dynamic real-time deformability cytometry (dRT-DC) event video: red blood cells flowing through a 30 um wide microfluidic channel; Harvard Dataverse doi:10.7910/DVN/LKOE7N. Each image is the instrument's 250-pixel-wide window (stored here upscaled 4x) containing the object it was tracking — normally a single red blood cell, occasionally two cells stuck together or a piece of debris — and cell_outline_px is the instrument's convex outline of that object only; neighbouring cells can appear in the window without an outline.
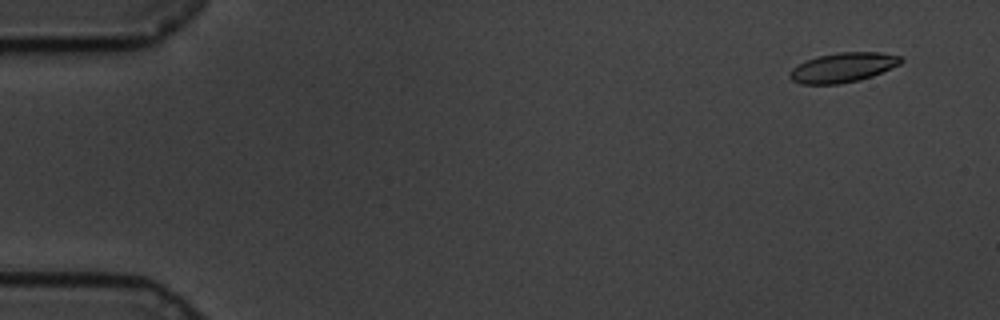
{"species": "common noctule bat (a hibernating species)", "species_latin": "Nyctalus noctula", "temperature_condition": "cold", "stored_images_in_passage": 60, "camera_frame_rate_fps": 3000, "um_per_image_px": 0.085, "animal": {"sex": "male", "body_mass_g": 19.5, "forearm_length_mm": 54.6}, "frame": {"image": 1, "passage_image": 4, "time_ms": 1.0, "image_size_px": [1000, 320], "cell_outline_px": [[904, 60], [900, 64], [872, 76], [860, 80], [840, 84], [800, 84], [792, 80], [788, 76], [788, 72], [792, 68], [808, 60], [820, 56], [840, 52], [880, 52], [900, 56]], "centroid_in_image_um": [71.65, 5.75], "position_along_channel_um": 13.4, "area_um2": 19.07}}
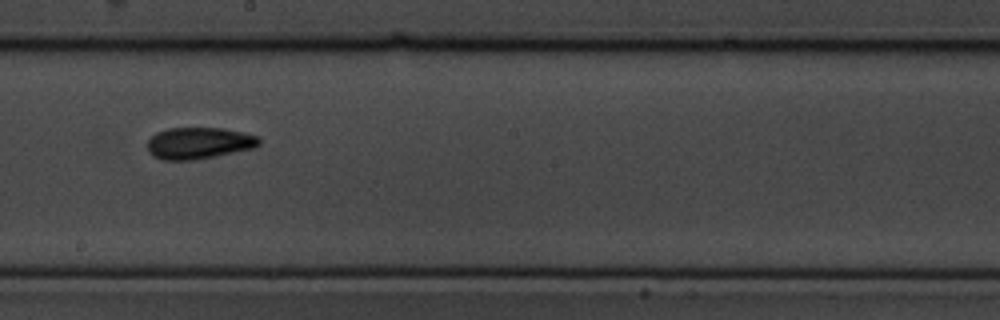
{"frame": {"image": 2, "passage_image": 34, "time_ms": 11.0, "image_size_px": [1000, 320], "cell_outline_px": [[260, 144], [256, 148], [196, 160], [164, 160], [152, 156], [148, 152], [148, 140], [156, 132], [168, 128], [224, 128], [256, 136], [260, 140]], "centroid_in_image_um": [16.89, 12.17], "position_along_channel_um": 231.3, "area_um2": 20.69}}
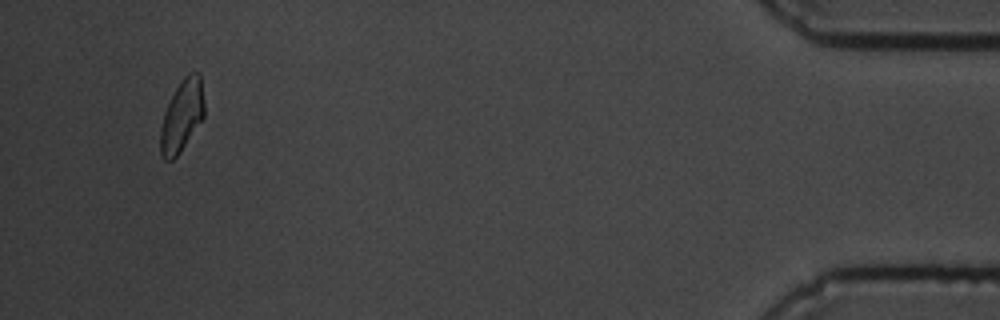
{"frame": {"image": 3, "passage_image": 57, "time_ms": 18.667, "image_size_px": [1000, 320], "cell_outline_px": [[204, 116], [180, 152], [172, 160], [164, 160], [160, 152], [160, 128], [164, 112], [180, 80], [188, 72], [200, 72], [204, 100]], "centroid_in_image_um": [15.46, 9.81], "position_along_channel_um": 419.7, "area_um2": 18.32}, "authors_computed_cell_mechanics": {"area_um2": 19.2763, "velocity_mm_per_s": 3.3849, "shape_relaxation_time_tau1_ms": 3.8544, "shape_relaxation_time_tau2_ms": 1.8713, "deformation_change_tau1": 0.1387, "deformation_change_tau2": 0.0823}}